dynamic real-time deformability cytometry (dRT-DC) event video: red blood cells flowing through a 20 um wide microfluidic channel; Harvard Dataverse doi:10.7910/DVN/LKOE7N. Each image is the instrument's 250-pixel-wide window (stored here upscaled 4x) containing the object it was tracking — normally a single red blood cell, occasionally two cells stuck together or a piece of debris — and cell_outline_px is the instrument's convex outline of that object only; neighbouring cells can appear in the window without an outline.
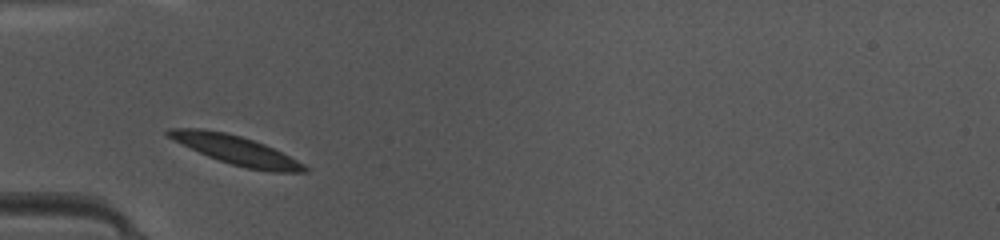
{"species": "common noctule bat (a hibernating species)", "species_latin": "Nyctalus noctula", "temperature_condition": "warm", "stored_images_in_passage": 34, "camera_frame_rate_fps": 3000, "um_per_image_px": 0.085, "animal": {"sex": "female", "body_mass_g": 10.0, "forearm_length_mm": 53.1}, "frame": {"image": 1, "passage_image": 1, "time_ms": 0.0, "image_size_px": [1000, 240], "cell_outline_px": [[308, 172], [268, 172], [248, 168], [232, 164], [208, 156], [168, 136], [164, 132], [168, 128], [200, 128], [224, 132], [240, 136], [264, 144], [304, 164], [308, 168]], "centroid_in_image_um": [20.08, 12.76], "position_along_channel_um": 64.9, "area_um2": 22.31}}
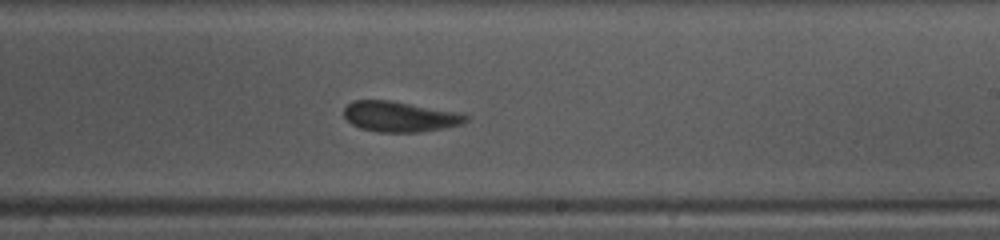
{"frame": {"image": 2, "passage_image": 15, "time_ms": 4.667, "image_size_px": [1000, 240], "cell_outline_px": [[468, 120], [464, 124], [444, 128], [420, 132], [380, 132], [360, 128], [352, 124], [344, 116], [344, 108], [352, 100], [388, 100], [460, 112], [468, 116]], "centroid_in_image_um": [34.01, 9.91], "position_along_channel_um": 255.0, "area_um2": 21.68}}
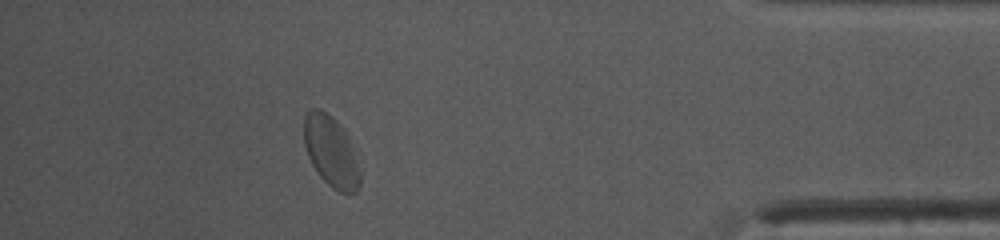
{"frame": {"image": 3, "passage_image": 29, "time_ms": 9.333, "image_size_px": [1000, 240], "cell_outline_px": [[360, 184], [356, 192], [340, 192], [332, 188], [320, 176], [312, 164], [308, 156], [304, 144], [304, 116], [312, 108], [320, 108], [332, 116], [340, 124], [344, 132], [360, 172]], "centroid_in_image_um": [28.09, 12.87], "position_along_channel_um": 407.1, "area_um2": 22.54}, "authors_computed_cell_mechanics": {"area_um2": 22.253, "velocity_mm_per_s": 4.1052, "shape_relaxation_time_tau1_ms": 3.6309, "shape_relaxation_time_tau2_ms": 2.0721, "deformation_change_tau1": 0.1005, "deformation_change_tau2": 0.0539}}